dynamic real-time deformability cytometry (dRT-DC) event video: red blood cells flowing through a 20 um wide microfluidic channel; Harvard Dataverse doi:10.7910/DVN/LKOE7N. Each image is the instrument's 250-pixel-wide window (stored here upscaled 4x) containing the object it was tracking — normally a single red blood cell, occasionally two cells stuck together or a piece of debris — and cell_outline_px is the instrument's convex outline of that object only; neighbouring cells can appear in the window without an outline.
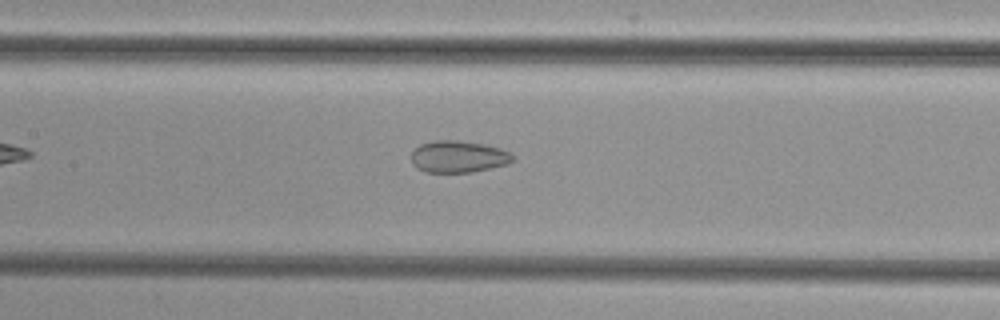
{"species": "common noctule bat (a hibernating species)", "species_latin": "Nyctalus noctula", "temperature_condition": "cold", "stored_images_in_passage": 41, "camera_frame_rate_fps": 3000, "um_per_image_px": 0.085, "animal": {"sex": "female", "body_mass_g": 29.2, "forearm_length_mm": 56.3}, "frame": {"image": 1, "passage_image": 14, "time_ms": 4.333, "image_size_px": [1000, 320], "cell_outline_px": [[512, 160], [508, 164], [472, 172], [424, 172], [416, 168], [412, 164], [412, 152], [420, 144], [436, 140], [460, 140], [484, 144], [500, 148], [508, 152], [512, 156]], "centroid_in_image_um": [38.93, 13.31], "position_along_channel_um": 168.5, "area_um2": 18.79}}
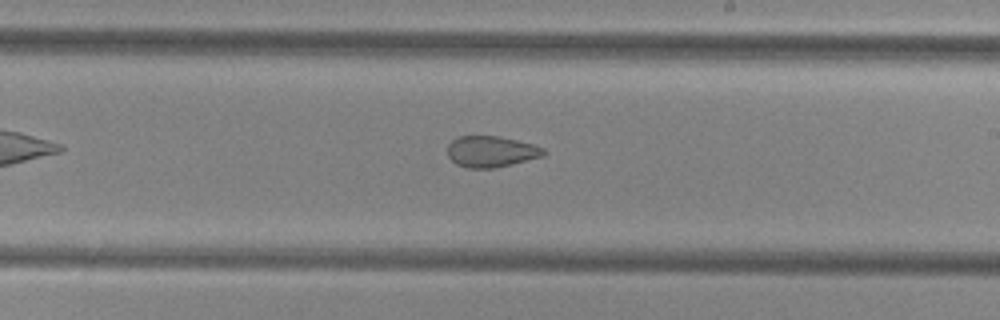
{"frame": {"image": 2, "passage_image": 20, "time_ms": 6.333, "image_size_px": [1000, 320], "cell_outline_px": [[544, 156], [496, 168], [468, 168], [456, 164], [448, 156], [448, 144], [452, 140], [460, 136], [500, 136], [532, 144], [544, 148]], "centroid_in_image_um": [41.73, 12.88], "position_along_channel_um": 247.3, "area_um2": 17.4}}
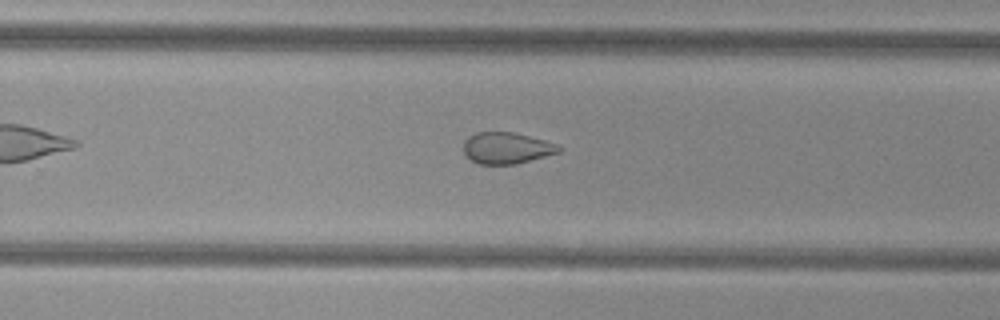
{"frame": {"image": 3, "passage_image": 23, "time_ms": 7.333, "image_size_px": [1000, 320], "cell_outline_px": [[564, 148], [560, 152], [516, 164], [476, 164], [464, 152], [464, 140], [468, 136], [476, 132], [512, 132], [544, 140], [556, 144]], "centroid_in_image_um": [43.06, 12.58], "position_along_channel_um": 286.7, "area_um2": 17.4}}